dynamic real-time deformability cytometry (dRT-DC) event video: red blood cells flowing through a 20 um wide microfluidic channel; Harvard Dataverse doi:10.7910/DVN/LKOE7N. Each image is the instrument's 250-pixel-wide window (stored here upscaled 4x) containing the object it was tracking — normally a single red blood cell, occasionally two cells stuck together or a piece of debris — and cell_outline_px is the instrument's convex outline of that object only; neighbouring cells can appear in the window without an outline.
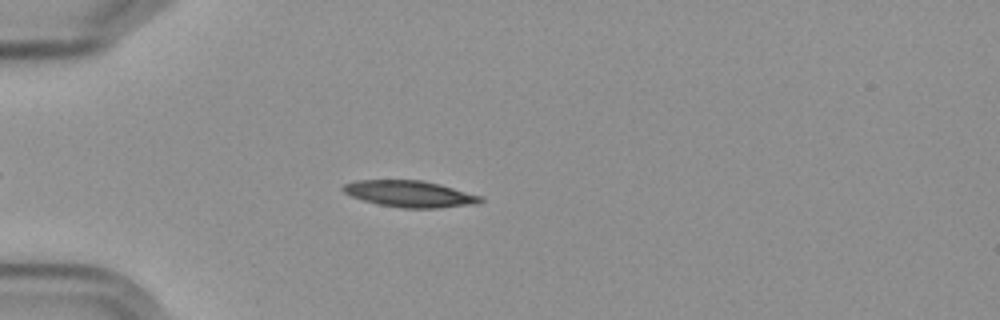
{"species": "Egyptian fruit bat (a non-hibernating species)", "species_latin": "Rousettus aegyptiacus", "temperature_condition": "cold", "stored_images_in_passage": 4, "camera_frame_rate_fps": 3000, "um_per_image_px": 0.085, "frame": {"image": 1, "passage_image": 4, "time_ms": 3.333, "image_size_px": [1000, 320], "cell_outline_px": [[484, 200], [476, 204], [436, 208], [404, 208], [380, 204], [364, 200], [352, 196], [344, 192], [340, 188], [344, 184], [356, 180], [420, 180], [440, 184], [480, 196]], "centroid_in_image_um": [34.82, 16.47], "position_along_channel_um": 50.2, "area_um2": 20.92}}